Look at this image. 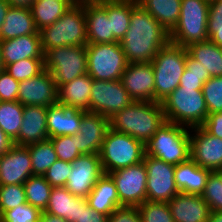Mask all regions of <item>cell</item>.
<instances>
[{
    "label": "cell",
    "instance_id": "obj_1",
    "mask_svg": "<svg viewBox=\"0 0 222 222\" xmlns=\"http://www.w3.org/2000/svg\"><path fill=\"white\" fill-rule=\"evenodd\" d=\"M169 41V33L163 26L136 4L132 8L129 28L120 41L127 63L151 62Z\"/></svg>",
    "mask_w": 222,
    "mask_h": 222
},
{
    "label": "cell",
    "instance_id": "obj_2",
    "mask_svg": "<svg viewBox=\"0 0 222 222\" xmlns=\"http://www.w3.org/2000/svg\"><path fill=\"white\" fill-rule=\"evenodd\" d=\"M165 121L160 102L134 101L110 119V128L146 144Z\"/></svg>",
    "mask_w": 222,
    "mask_h": 222
},
{
    "label": "cell",
    "instance_id": "obj_3",
    "mask_svg": "<svg viewBox=\"0 0 222 222\" xmlns=\"http://www.w3.org/2000/svg\"><path fill=\"white\" fill-rule=\"evenodd\" d=\"M166 121L191 127L202 126L208 117L202 90L178 87L161 102Z\"/></svg>",
    "mask_w": 222,
    "mask_h": 222
},
{
    "label": "cell",
    "instance_id": "obj_4",
    "mask_svg": "<svg viewBox=\"0 0 222 222\" xmlns=\"http://www.w3.org/2000/svg\"><path fill=\"white\" fill-rule=\"evenodd\" d=\"M144 146L145 155L176 166L190 159V129L165 121Z\"/></svg>",
    "mask_w": 222,
    "mask_h": 222
},
{
    "label": "cell",
    "instance_id": "obj_5",
    "mask_svg": "<svg viewBox=\"0 0 222 222\" xmlns=\"http://www.w3.org/2000/svg\"><path fill=\"white\" fill-rule=\"evenodd\" d=\"M43 52L60 46L87 45L84 4H73L55 23L39 30Z\"/></svg>",
    "mask_w": 222,
    "mask_h": 222
},
{
    "label": "cell",
    "instance_id": "obj_6",
    "mask_svg": "<svg viewBox=\"0 0 222 222\" xmlns=\"http://www.w3.org/2000/svg\"><path fill=\"white\" fill-rule=\"evenodd\" d=\"M187 49L172 42L163 46L151 63L155 79V102H161L179 87L186 67Z\"/></svg>",
    "mask_w": 222,
    "mask_h": 222
},
{
    "label": "cell",
    "instance_id": "obj_7",
    "mask_svg": "<svg viewBox=\"0 0 222 222\" xmlns=\"http://www.w3.org/2000/svg\"><path fill=\"white\" fill-rule=\"evenodd\" d=\"M99 155L103 172L108 174L141 163L145 155V146L134 137L109 128Z\"/></svg>",
    "mask_w": 222,
    "mask_h": 222
},
{
    "label": "cell",
    "instance_id": "obj_8",
    "mask_svg": "<svg viewBox=\"0 0 222 222\" xmlns=\"http://www.w3.org/2000/svg\"><path fill=\"white\" fill-rule=\"evenodd\" d=\"M208 10L206 0H182L179 21L169 33L170 42L186 48L208 40Z\"/></svg>",
    "mask_w": 222,
    "mask_h": 222
},
{
    "label": "cell",
    "instance_id": "obj_9",
    "mask_svg": "<svg viewBox=\"0 0 222 222\" xmlns=\"http://www.w3.org/2000/svg\"><path fill=\"white\" fill-rule=\"evenodd\" d=\"M44 70L52 74L57 88L86 74V46H60L45 51Z\"/></svg>",
    "mask_w": 222,
    "mask_h": 222
},
{
    "label": "cell",
    "instance_id": "obj_10",
    "mask_svg": "<svg viewBox=\"0 0 222 222\" xmlns=\"http://www.w3.org/2000/svg\"><path fill=\"white\" fill-rule=\"evenodd\" d=\"M87 74L96 80H120L128 63L120 42L87 44Z\"/></svg>",
    "mask_w": 222,
    "mask_h": 222
},
{
    "label": "cell",
    "instance_id": "obj_11",
    "mask_svg": "<svg viewBox=\"0 0 222 222\" xmlns=\"http://www.w3.org/2000/svg\"><path fill=\"white\" fill-rule=\"evenodd\" d=\"M108 174L116 185L120 207H138L147 200V170L144 161Z\"/></svg>",
    "mask_w": 222,
    "mask_h": 222
},
{
    "label": "cell",
    "instance_id": "obj_12",
    "mask_svg": "<svg viewBox=\"0 0 222 222\" xmlns=\"http://www.w3.org/2000/svg\"><path fill=\"white\" fill-rule=\"evenodd\" d=\"M133 102V98L124 89L120 80L93 79L88 112L98 113L111 119L117 112Z\"/></svg>",
    "mask_w": 222,
    "mask_h": 222
},
{
    "label": "cell",
    "instance_id": "obj_13",
    "mask_svg": "<svg viewBox=\"0 0 222 222\" xmlns=\"http://www.w3.org/2000/svg\"><path fill=\"white\" fill-rule=\"evenodd\" d=\"M147 170V201L167 203L180 193L175 180V166L150 155H144Z\"/></svg>",
    "mask_w": 222,
    "mask_h": 222
},
{
    "label": "cell",
    "instance_id": "obj_14",
    "mask_svg": "<svg viewBox=\"0 0 222 222\" xmlns=\"http://www.w3.org/2000/svg\"><path fill=\"white\" fill-rule=\"evenodd\" d=\"M190 129V158L213 171L222 168V139L209 134L202 126Z\"/></svg>",
    "mask_w": 222,
    "mask_h": 222
},
{
    "label": "cell",
    "instance_id": "obj_15",
    "mask_svg": "<svg viewBox=\"0 0 222 222\" xmlns=\"http://www.w3.org/2000/svg\"><path fill=\"white\" fill-rule=\"evenodd\" d=\"M103 174L99 154L81 155L72 162V171L65 187L74 196L86 198Z\"/></svg>",
    "mask_w": 222,
    "mask_h": 222
},
{
    "label": "cell",
    "instance_id": "obj_16",
    "mask_svg": "<svg viewBox=\"0 0 222 222\" xmlns=\"http://www.w3.org/2000/svg\"><path fill=\"white\" fill-rule=\"evenodd\" d=\"M17 101L23 106L49 107L58 103V88L52 74L44 70L39 75L21 81Z\"/></svg>",
    "mask_w": 222,
    "mask_h": 222
},
{
    "label": "cell",
    "instance_id": "obj_17",
    "mask_svg": "<svg viewBox=\"0 0 222 222\" xmlns=\"http://www.w3.org/2000/svg\"><path fill=\"white\" fill-rule=\"evenodd\" d=\"M120 81L134 101L155 102V79L151 62L129 63Z\"/></svg>",
    "mask_w": 222,
    "mask_h": 222
},
{
    "label": "cell",
    "instance_id": "obj_18",
    "mask_svg": "<svg viewBox=\"0 0 222 222\" xmlns=\"http://www.w3.org/2000/svg\"><path fill=\"white\" fill-rule=\"evenodd\" d=\"M110 119L98 113L86 111L82 115L79 132L75 134L77 150L82 154H99Z\"/></svg>",
    "mask_w": 222,
    "mask_h": 222
},
{
    "label": "cell",
    "instance_id": "obj_19",
    "mask_svg": "<svg viewBox=\"0 0 222 222\" xmlns=\"http://www.w3.org/2000/svg\"><path fill=\"white\" fill-rule=\"evenodd\" d=\"M32 175V161L26 146L14 145L0 156V185L24 184Z\"/></svg>",
    "mask_w": 222,
    "mask_h": 222
},
{
    "label": "cell",
    "instance_id": "obj_20",
    "mask_svg": "<svg viewBox=\"0 0 222 222\" xmlns=\"http://www.w3.org/2000/svg\"><path fill=\"white\" fill-rule=\"evenodd\" d=\"M87 44L118 42L111 33V18H108V0L84 4Z\"/></svg>",
    "mask_w": 222,
    "mask_h": 222
},
{
    "label": "cell",
    "instance_id": "obj_21",
    "mask_svg": "<svg viewBox=\"0 0 222 222\" xmlns=\"http://www.w3.org/2000/svg\"><path fill=\"white\" fill-rule=\"evenodd\" d=\"M85 112V110L78 107L65 106L59 103L49 106L47 109V133L49 138L77 134L82 115Z\"/></svg>",
    "mask_w": 222,
    "mask_h": 222
},
{
    "label": "cell",
    "instance_id": "obj_22",
    "mask_svg": "<svg viewBox=\"0 0 222 222\" xmlns=\"http://www.w3.org/2000/svg\"><path fill=\"white\" fill-rule=\"evenodd\" d=\"M47 109L48 107L36 105L24 106L20 132L13 141L14 145L26 146L49 139L47 133Z\"/></svg>",
    "mask_w": 222,
    "mask_h": 222
},
{
    "label": "cell",
    "instance_id": "obj_23",
    "mask_svg": "<svg viewBox=\"0 0 222 222\" xmlns=\"http://www.w3.org/2000/svg\"><path fill=\"white\" fill-rule=\"evenodd\" d=\"M167 203L174 222H208L211 215L201 195L178 193Z\"/></svg>",
    "mask_w": 222,
    "mask_h": 222
},
{
    "label": "cell",
    "instance_id": "obj_24",
    "mask_svg": "<svg viewBox=\"0 0 222 222\" xmlns=\"http://www.w3.org/2000/svg\"><path fill=\"white\" fill-rule=\"evenodd\" d=\"M1 60L4 68L11 63L31 59H44L40 33L20 36L18 38L2 40Z\"/></svg>",
    "mask_w": 222,
    "mask_h": 222
},
{
    "label": "cell",
    "instance_id": "obj_25",
    "mask_svg": "<svg viewBox=\"0 0 222 222\" xmlns=\"http://www.w3.org/2000/svg\"><path fill=\"white\" fill-rule=\"evenodd\" d=\"M210 172L190 158L175 166L174 180L180 193L202 195Z\"/></svg>",
    "mask_w": 222,
    "mask_h": 222
},
{
    "label": "cell",
    "instance_id": "obj_26",
    "mask_svg": "<svg viewBox=\"0 0 222 222\" xmlns=\"http://www.w3.org/2000/svg\"><path fill=\"white\" fill-rule=\"evenodd\" d=\"M86 200L92 209L107 216L120 207L116 185L106 173L97 180Z\"/></svg>",
    "mask_w": 222,
    "mask_h": 222
},
{
    "label": "cell",
    "instance_id": "obj_27",
    "mask_svg": "<svg viewBox=\"0 0 222 222\" xmlns=\"http://www.w3.org/2000/svg\"><path fill=\"white\" fill-rule=\"evenodd\" d=\"M92 83L93 79L86 73L60 85L58 87V103L88 111Z\"/></svg>",
    "mask_w": 222,
    "mask_h": 222
},
{
    "label": "cell",
    "instance_id": "obj_28",
    "mask_svg": "<svg viewBox=\"0 0 222 222\" xmlns=\"http://www.w3.org/2000/svg\"><path fill=\"white\" fill-rule=\"evenodd\" d=\"M38 32L31 9L9 7L0 30V41Z\"/></svg>",
    "mask_w": 222,
    "mask_h": 222
},
{
    "label": "cell",
    "instance_id": "obj_29",
    "mask_svg": "<svg viewBox=\"0 0 222 222\" xmlns=\"http://www.w3.org/2000/svg\"><path fill=\"white\" fill-rule=\"evenodd\" d=\"M44 211L68 222H78L80 197L74 196L65 186L53 187Z\"/></svg>",
    "mask_w": 222,
    "mask_h": 222
},
{
    "label": "cell",
    "instance_id": "obj_30",
    "mask_svg": "<svg viewBox=\"0 0 222 222\" xmlns=\"http://www.w3.org/2000/svg\"><path fill=\"white\" fill-rule=\"evenodd\" d=\"M182 0H137L170 33L179 21Z\"/></svg>",
    "mask_w": 222,
    "mask_h": 222
},
{
    "label": "cell",
    "instance_id": "obj_31",
    "mask_svg": "<svg viewBox=\"0 0 222 222\" xmlns=\"http://www.w3.org/2000/svg\"><path fill=\"white\" fill-rule=\"evenodd\" d=\"M188 54L208 71L211 77L222 76V48L211 40L186 47Z\"/></svg>",
    "mask_w": 222,
    "mask_h": 222
},
{
    "label": "cell",
    "instance_id": "obj_32",
    "mask_svg": "<svg viewBox=\"0 0 222 222\" xmlns=\"http://www.w3.org/2000/svg\"><path fill=\"white\" fill-rule=\"evenodd\" d=\"M72 5L70 0H35L30 9L37 29L55 23Z\"/></svg>",
    "mask_w": 222,
    "mask_h": 222
},
{
    "label": "cell",
    "instance_id": "obj_33",
    "mask_svg": "<svg viewBox=\"0 0 222 222\" xmlns=\"http://www.w3.org/2000/svg\"><path fill=\"white\" fill-rule=\"evenodd\" d=\"M137 0H108V18H111V33L120 42L126 34L132 8Z\"/></svg>",
    "mask_w": 222,
    "mask_h": 222
},
{
    "label": "cell",
    "instance_id": "obj_34",
    "mask_svg": "<svg viewBox=\"0 0 222 222\" xmlns=\"http://www.w3.org/2000/svg\"><path fill=\"white\" fill-rule=\"evenodd\" d=\"M32 161L33 175L43 176L48 168L58 160L50 139L26 145Z\"/></svg>",
    "mask_w": 222,
    "mask_h": 222
},
{
    "label": "cell",
    "instance_id": "obj_35",
    "mask_svg": "<svg viewBox=\"0 0 222 222\" xmlns=\"http://www.w3.org/2000/svg\"><path fill=\"white\" fill-rule=\"evenodd\" d=\"M24 106L18 101H0V128L14 141L20 132Z\"/></svg>",
    "mask_w": 222,
    "mask_h": 222
},
{
    "label": "cell",
    "instance_id": "obj_36",
    "mask_svg": "<svg viewBox=\"0 0 222 222\" xmlns=\"http://www.w3.org/2000/svg\"><path fill=\"white\" fill-rule=\"evenodd\" d=\"M23 185L27 203L44 211L53 187L39 175L30 176Z\"/></svg>",
    "mask_w": 222,
    "mask_h": 222
},
{
    "label": "cell",
    "instance_id": "obj_37",
    "mask_svg": "<svg viewBox=\"0 0 222 222\" xmlns=\"http://www.w3.org/2000/svg\"><path fill=\"white\" fill-rule=\"evenodd\" d=\"M208 71L201 66L200 62L194 60L188 53L186 55V67L181 76L179 87L194 88L202 90L203 84L210 78Z\"/></svg>",
    "mask_w": 222,
    "mask_h": 222
},
{
    "label": "cell",
    "instance_id": "obj_38",
    "mask_svg": "<svg viewBox=\"0 0 222 222\" xmlns=\"http://www.w3.org/2000/svg\"><path fill=\"white\" fill-rule=\"evenodd\" d=\"M4 70L14 79L21 82L33 78L44 71V59L27 58L8 64Z\"/></svg>",
    "mask_w": 222,
    "mask_h": 222
},
{
    "label": "cell",
    "instance_id": "obj_39",
    "mask_svg": "<svg viewBox=\"0 0 222 222\" xmlns=\"http://www.w3.org/2000/svg\"><path fill=\"white\" fill-rule=\"evenodd\" d=\"M137 208L141 222H174L168 203L146 200Z\"/></svg>",
    "mask_w": 222,
    "mask_h": 222
},
{
    "label": "cell",
    "instance_id": "obj_40",
    "mask_svg": "<svg viewBox=\"0 0 222 222\" xmlns=\"http://www.w3.org/2000/svg\"><path fill=\"white\" fill-rule=\"evenodd\" d=\"M211 212H222V178L217 171L210 172L201 195Z\"/></svg>",
    "mask_w": 222,
    "mask_h": 222
},
{
    "label": "cell",
    "instance_id": "obj_41",
    "mask_svg": "<svg viewBox=\"0 0 222 222\" xmlns=\"http://www.w3.org/2000/svg\"><path fill=\"white\" fill-rule=\"evenodd\" d=\"M208 114L222 112V76L210 77L202 87Z\"/></svg>",
    "mask_w": 222,
    "mask_h": 222
},
{
    "label": "cell",
    "instance_id": "obj_42",
    "mask_svg": "<svg viewBox=\"0 0 222 222\" xmlns=\"http://www.w3.org/2000/svg\"><path fill=\"white\" fill-rule=\"evenodd\" d=\"M25 203L27 201L23 184L0 185V216Z\"/></svg>",
    "mask_w": 222,
    "mask_h": 222
},
{
    "label": "cell",
    "instance_id": "obj_43",
    "mask_svg": "<svg viewBox=\"0 0 222 222\" xmlns=\"http://www.w3.org/2000/svg\"><path fill=\"white\" fill-rule=\"evenodd\" d=\"M49 139L52 141L54 150L59 160L72 163L82 155L77 150V139H75V135H62Z\"/></svg>",
    "mask_w": 222,
    "mask_h": 222
},
{
    "label": "cell",
    "instance_id": "obj_44",
    "mask_svg": "<svg viewBox=\"0 0 222 222\" xmlns=\"http://www.w3.org/2000/svg\"><path fill=\"white\" fill-rule=\"evenodd\" d=\"M41 210L28 203L5 211L1 216L2 222H40Z\"/></svg>",
    "mask_w": 222,
    "mask_h": 222
},
{
    "label": "cell",
    "instance_id": "obj_45",
    "mask_svg": "<svg viewBox=\"0 0 222 222\" xmlns=\"http://www.w3.org/2000/svg\"><path fill=\"white\" fill-rule=\"evenodd\" d=\"M71 171L72 163L58 159L48 168L43 176L52 187H63L66 186Z\"/></svg>",
    "mask_w": 222,
    "mask_h": 222
},
{
    "label": "cell",
    "instance_id": "obj_46",
    "mask_svg": "<svg viewBox=\"0 0 222 222\" xmlns=\"http://www.w3.org/2000/svg\"><path fill=\"white\" fill-rule=\"evenodd\" d=\"M19 83L5 70L0 71V101H17Z\"/></svg>",
    "mask_w": 222,
    "mask_h": 222
},
{
    "label": "cell",
    "instance_id": "obj_47",
    "mask_svg": "<svg viewBox=\"0 0 222 222\" xmlns=\"http://www.w3.org/2000/svg\"><path fill=\"white\" fill-rule=\"evenodd\" d=\"M108 222H141V218L137 207L122 206L108 216Z\"/></svg>",
    "mask_w": 222,
    "mask_h": 222
},
{
    "label": "cell",
    "instance_id": "obj_48",
    "mask_svg": "<svg viewBox=\"0 0 222 222\" xmlns=\"http://www.w3.org/2000/svg\"><path fill=\"white\" fill-rule=\"evenodd\" d=\"M78 222H108V216L92 209L86 198L80 197V214Z\"/></svg>",
    "mask_w": 222,
    "mask_h": 222
},
{
    "label": "cell",
    "instance_id": "obj_49",
    "mask_svg": "<svg viewBox=\"0 0 222 222\" xmlns=\"http://www.w3.org/2000/svg\"><path fill=\"white\" fill-rule=\"evenodd\" d=\"M202 127L209 134L222 139V112L208 114Z\"/></svg>",
    "mask_w": 222,
    "mask_h": 222
},
{
    "label": "cell",
    "instance_id": "obj_50",
    "mask_svg": "<svg viewBox=\"0 0 222 222\" xmlns=\"http://www.w3.org/2000/svg\"><path fill=\"white\" fill-rule=\"evenodd\" d=\"M208 23H222V0L209 2Z\"/></svg>",
    "mask_w": 222,
    "mask_h": 222
},
{
    "label": "cell",
    "instance_id": "obj_51",
    "mask_svg": "<svg viewBox=\"0 0 222 222\" xmlns=\"http://www.w3.org/2000/svg\"><path fill=\"white\" fill-rule=\"evenodd\" d=\"M207 34L209 40L222 48V23H208Z\"/></svg>",
    "mask_w": 222,
    "mask_h": 222
},
{
    "label": "cell",
    "instance_id": "obj_52",
    "mask_svg": "<svg viewBox=\"0 0 222 222\" xmlns=\"http://www.w3.org/2000/svg\"><path fill=\"white\" fill-rule=\"evenodd\" d=\"M14 146V142L0 128V156L7 153Z\"/></svg>",
    "mask_w": 222,
    "mask_h": 222
},
{
    "label": "cell",
    "instance_id": "obj_53",
    "mask_svg": "<svg viewBox=\"0 0 222 222\" xmlns=\"http://www.w3.org/2000/svg\"><path fill=\"white\" fill-rule=\"evenodd\" d=\"M10 7L30 9L35 0H5Z\"/></svg>",
    "mask_w": 222,
    "mask_h": 222
},
{
    "label": "cell",
    "instance_id": "obj_54",
    "mask_svg": "<svg viewBox=\"0 0 222 222\" xmlns=\"http://www.w3.org/2000/svg\"><path fill=\"white\" fill-rule=\"evenodd\" d=\"M40 222H68L67 220L42 211L40 214Z\"/></svg>",
    "mask_w": 222,
    "mask_h": 222
},
{
    "label": "cell",
    "instance_id": "obj_55",
    "mask_svg": "<svg viewBox=\"0 0 222 222\" xmlns=\"http://www.w3.org/2000/svg\"><path fill=\"white\" fill-rule=\"evenodd\" d=\"M9 7H10L9 4L5 0H0V30L4 23L5 16L7 14Z\"/></svg>",
    "mask_w": 222,
    "mask_h": 222
},
{
    "label": "cell",
    "instance_id": "obj_56",
    "mask_svg": "<svg viewBox=\"0 0 222 222\" xmlns=\"http://www.w3.org/2000/svg\"><path fill=\"white\" fill-rule=\"evenodd\" d=\"M72 4L83 5V4H93L101 3L105 0H70Z\"/></svg>",
    "mask_w": 222,
    "mask_h": 222
},
{
    "label": "cell",
    "instance_id": "obj_57",
    "mask_svg": "<svg viewBox=\"0 0 222 222\" xmlns=\"http://www.w3.org/2000/svg\"><path fill=\"white\" fill-rule=\"evenodd\" d=\"M208 222H222V212H211Z\"/></svg>",
    "mask_w": 222,
    "mask_h": 222
},
{
    "label": "cell",
    "instance_id": "obj_58",
    "mask_svg": "<svg viewBox=\"0 0 222 222\" xmlns=\"http://www.w3.org/2000/svg\"><path fill=\"white\" fill-rule=\"evenodd\" d=\"M3 70H4V66L1 60V43H0V71H3Z\"/></svg>",
    "mask_w": 222,
    "mask_h": 222
},
{
    "label": "cell",
    "instance_id": "obj_59",
    "mask_svg": "<svg viewBox=\"0 0 222 222\" xmlns=\"http://www.w3.org/2000/svg\"><path fill=\"white\" fill-rule=\"evenodd\" d=\"M217 172L219 173L220 177L222 178V168L219 169Z\"/></svg>",
    "mask_w": 222,
    "mask_h": 222
}]
</instances>
